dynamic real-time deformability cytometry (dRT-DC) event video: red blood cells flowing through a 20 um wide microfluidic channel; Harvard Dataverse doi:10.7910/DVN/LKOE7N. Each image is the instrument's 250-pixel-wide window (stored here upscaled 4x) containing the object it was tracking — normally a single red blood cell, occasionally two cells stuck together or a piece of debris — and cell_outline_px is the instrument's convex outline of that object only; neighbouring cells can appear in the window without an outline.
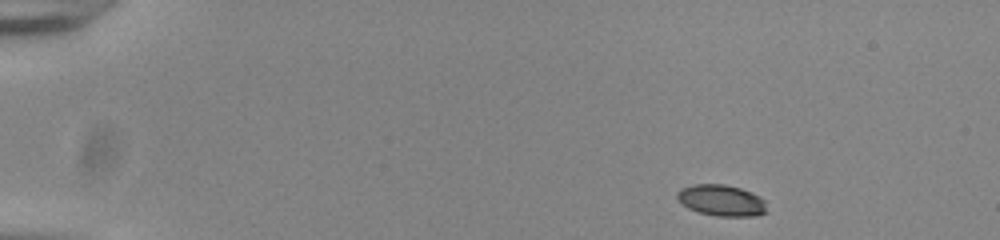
{"species": "common noctule bat (a hibernating species)", "species_latin": "Nyctalus noctula", "temperature_condition": "room temperature", "stored_images_in_passage": 10, "camera_frame_rate_fps": 3000, "um_per_image_px": 0.085, "animal": {"sex": "male", "body_mass_g": 20.0, "forearm_length_mm": 53.3}, "frame": {"image": 1, "passage_image": 1, "time_ms": 0.0, "image_size_px": [1000, 240], "cell_outline_px": [[768, 212], [756, 216], [716, 216], [700, 212], [688, 208], [676, 196], [676, 192], [680, 188], [692, 184], [724, 184], [740, 188], [760, 196], [764, 200]], "centroid_in_image_um": [61.34, 17.03], "position_along_channel_um": 23.7, "area_um2": 16.36}}